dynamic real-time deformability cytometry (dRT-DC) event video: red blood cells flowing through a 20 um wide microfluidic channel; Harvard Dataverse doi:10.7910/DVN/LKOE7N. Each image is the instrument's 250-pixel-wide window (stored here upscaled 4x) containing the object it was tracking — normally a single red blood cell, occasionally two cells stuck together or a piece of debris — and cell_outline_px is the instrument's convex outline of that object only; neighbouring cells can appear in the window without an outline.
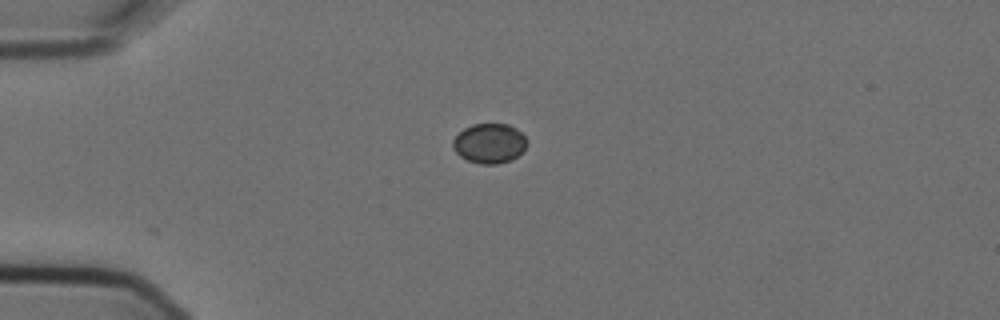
{"species": "Egyptian fruit bat (a non-hibernating species)", "species_latin": "Rousettus aegyptiacus", "temperature_condition": "cold", "stored_images_in_passage": 2, "camera_frame_rate_fps": 3000, "um_per_image_px": 0.085, "animal": {"sex": "female"}, "frame": {"image": 1, "passage_image": 2, "time_ms": 0.333, "image_size_px": [1000, 320], "cell_outline_px": [[528, 144], [516, 156], [508, 160], [496, 164], [480, 164], [468, 160], [460, 156], [452, 148], [452, 140], [464, 128], [472, 124], [508, 124], [516, 128], [528, 140]], "centroid_in_image_um": [41.58, 12.17], "position_along_channel_um": 43.4, "area_um2": 17.05}}